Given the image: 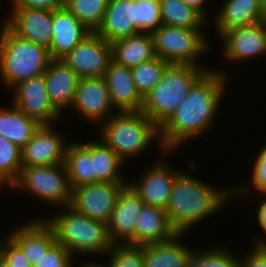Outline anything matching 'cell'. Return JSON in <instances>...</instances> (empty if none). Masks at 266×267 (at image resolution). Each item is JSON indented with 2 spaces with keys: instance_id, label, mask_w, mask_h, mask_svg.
I'll use <instances>...</instances> for the list:
<instances>
[{
  "instance_id": "6da1fadb",
  "label": "cell",
  "mask_w": 266,
  "mask_h": 267,
  "mask_svg": "<svg viewBox=\"0 0 266 267\" xmlns=\"http://www.w3.org/2000/svg\"><path fill=\"white\" fill-rule=\"evenodd\" d=\"M206 71L189 89L170 118L159 128L165 151L180 149L190 139L211 130L227 89L229 74L224 69ZM179 147V148H178Z\"/></svg>"
},
{
  "instance_id": "7a4b0ae2",
  "label": "cell",
  "mask_w": 266,
  "mask_h": 267,
  "mask_svg": "<svg viewBox=\"0 0 266 267\" xmlns=\"http://www.w3.org/2000/svg\"><path fill=\"white\" fill-rule=\"evenodd\" d=\"M229 198H232V188L214 187L181 170L174 178L165 211L174 229L185 234L192 226L220 211Z\"/></svg>"
},
{
  "instance_id": "3957f363",
  "label": "cell",
  "mask_w": 266,
  "mask_h": 267,
  "mask_svg": "<svg viewBox=\"0 0 266 267\" xmlns=\"http://www.w3.org/2000/svg\"><path fill=\"white\" fill-rule=\"evenodd\" d=\"M59 211L61 212L45 221L53 228L56 243L62 245L73 257L80 254L104 256L114 246L106 223L77 213L70 206L59 208Z\"/></svg>"
},
{
  "instance_id": "277c9868",
  "label": "cell",
  "mask_w": 266,
  "mask_h": 267,
  "mask_svg": "<svg viewBox=\"0 0 266 267\" xmlns=\"http://www.w3.org/2000/svg\"><path fill=\"white\" fill-rule=\"evenodd\" d=\"M99 129L101 131L99 139L124 162L134 156L135 158L141 156L155 140L156 147L161 149L160 152L173 153L164 150L160 141L159 127L143 112H117L103 122Z\"/></svg>"
},
{
  "instance_id": "5b68a950",
  "label": "cell",
  "mask_w": 266,
  "mask_h": 267,
  "mask_svg": "<svg viewBox=\"0 0 266 267\" xmlns=\"http://www.w3.org/2000/svg\"><path fill=\"white\" fill-rule=\"evenodd\" d=\"M205 72L203 67L190 64H169L161 79L143 97L141 112L160 128Z\"/></svg>"
},
{
  "instance_id": "8992f818",
  "label": "cell",
  "mask_w": 266,
  "mask_h": 267,
  "mask_svg": "<svg viewBox=\"0 0 266 267\" xmlns=\"http://www.w3.org/2000/svg\"><path fill=\"white\" fill-rule=\"evenodd\" d=\"M0 31V75L12 89L18 83L43 75L51 60L48 49L13 33L4 23Z\"/></svg>"
},
{
  "instance_id": "52a82bcc",
  "label": "cell",
  "mask_w": 266,
  "mask_h": 267,
  "mask_svg": "<svg viewBox=\"0 0 266 267\" xmlns=\"http://www.w3.org/2000/svg\"><path fill=\"white\" fill-rule=\"evenodd\" d=\"M202 31L161 25L150 33L156 56L170 64H190L203 67L206 71L213 69L197 61L211 47Z\"/></svg>"
},
{
  "instance_id": "ba28073f",
  "label": "cell",
  "mask_w": 266,
  "mask_h": 267,
  "mask_svg": "<svg viewBox=\"0 0 266 267\" xmlns=\"http://www.w3.org/2000/svg\"><path fill=\"white\" fill-rule=\"evenodd\" d=\"M11 187L27 191V194L60 208L71 202L72 189L64 164L22 167Z\"/></svg>"
},
{
  "instance_id": "9c48e42d",
  "label": "cell",
  "mask_w": 266,
  "mask_h": 267,
  "mask_svg": "<svg viewBox=\"0 0 266 267\" xmlns=\"http://www.w3.org/2000/svg\"><path fill=\"white\" fill-rule=\"evenodd\" d=\"M126 184L98 182L72 188L69 206L77 213L107 224Z\"/></svg>"
},
{
  "instance_id": "30bf717a",
  "label": "cell",
  "mask_w": 266,
  "mask_h": 267,
  "mask_svg": "<svg viewBox=\"0 0 266 267\" xmlns=\"http://www.w3.org/2000/svg\"><path fill=\"white\" fill-rule=\"evenodd\" d=\"M12 104L39 125H51L62 114L52 104L43 75L22 81L12 89Z\"/></svg>"
},
{
  "instance_id": "8fae6325",
  "label": "cell",
  "mask_w": 266,
  "mask_h": 267,
  "mask_svg": "<svg viewBox=\"0 0 266 267\" xmlns=\"http://www.w3.org/2000/svg\"><path fill=\"white\" fill-rule=\"evenodd\" d=\"M61 59L80 78L104 77L112 61V46L101 36L91 32Z\"/></svg>"
},
{
  "instance_id": "7c38bea8",
  "label": "cell",
  "mask_w": 266,
  "mask_h": 267,
  "mask_svg": "<svg viewBox=\"0 0 266 267\" xmlns=\"http://www.w3.org/2000/svg\"><path fill=\"white\" fill-rule=\"evenodd\" d=\"M72 108L91 123L99 125L117 113L103 77L80 78Z\"/></svg>"
},
{
  "instance_id": "4fadbf2b",
  "label": "cell",
  "mask_w": 266,
  "mask_h": 267,
  "mask_svg": "<svg viewBox=\"0 0 266 267\" xmlns=\"http://www.w3.org/2000/svg\"><path fill=\"white\" fill-rule=\"evenodd\" d=\"M220 38L223 40L222 57L230 63L266 55V21L227 30Z\"/></svg>"
},
{
  "instance_id": "5bb4252c",
  "label": "cell",
  "mask_w": 266,
  "mask_h": 267,
  "mask_svg": "<svg viewBox=\"0 0 266 267\" xmlns=\"http://www.w3.org/2000/svg\"><path fill=\"white\" fill-rule=\"evenodd\" d=\"M67 145L68 142L52 124L40 125L21 149L22 165L31 167L64 164Z\"/></svg>"
},
{
  "instance_id": "9a60e30c",
  "label": "cell",
  "mask_w": 266,
  "mask_h": 267,
  "mask_svg": "<svg viewBox=\"0 0 266 267\" xmlns=\"http://www.w3.org/2000/svg\"><path fill=\"white\" fill-rule=\"evenodd\" d=\"M163 159L160 162H154L144 169L139 181L128 182L138 193L140 199L146 205L166 210L169 203L171 189L174 178L181 172L172 166L169 162L165 163ZM170 165V166H169Z\"/></svg>"
},
{
  "instance_id": "2e32d148",
  "label": "cell",
  "mask_w": 266,
  "mask_h": 267,
  "mask_svg": "<svg viewBox=\"0 0 266 267\" xmlns=\"http://www.w3.org/2000/svg\"><path fill=\"white\" fill-rule=\"evenodd\" d=\"M10 18L4 24L17 36L46 47H50L53 26V10L11 7Z\"/></svg>"
},
{
  "instance_id": "e0dca14e",
  "label": "cell",
  "mask_w": 266,
  "mask_h": 267,
  "mask_svg": "<svg viewBox=\"0 0 266 267\" xmlns=\"http://www.w3.org/2000/svg\"><path fill=\"white\" fill-rule=\"evenodd\" d=\"M143 205L138 193L127 183L120 191L107 223L114 244L133 245V229Z\"/></svg>"
},
{
  "instance_id": "ac0fdd59",
  "label": "cell",
  "mask_w": 266,
  "mask_h": 267,
  "mask_svg": "<svg viewBox=\"0 0 266 267\" xmlns=\"http://www.w3.org/2000/svg\"><path fill=\"white\" fill-rule=\"evenodd\" d=\"M7 237L24 253L32 267L56 243L54 230L45 219H36L27 224L24 222Z\"/></svg>"
},
{
  "instance_id": "d6986e66",
  "label": "cell",
  "mask_w": 266,
  "mask_h": 267,
  "mask_svg": "<svg viewBox=\"0 0 266 267\" xmlns=\"http://www.w3.org/2000/svg\"><path fill=\"white\" fill-rule=\"evenodd\" d=\"M52 29L48 48L51 59H61L92 32L65 6L53 10Z\"/></svg>"
},
{
  "instance_id": "ffe728a7",
  "label": "cell",
  "mask_w": 266,
  "mask_h": 267,
  "mask_svg": "<svg viewBox=\"0 0 266 267\" xmlns=\"http://www.w3.org/2000/svg\"><path fill=\"white\" fill-rule=\"evenodd\" d=\"M103 78L117 112H141L143 97L136 89L131 68L118 65L112 60Z\"/></svg>"
},
{
  "instance_id": "44dd1931",
  "label": "cell",
  "mask_w": 266,
  "mask_h": 267,
  "mask_svg": "<svg viewBox=\"0 0 266 267\" xmlns=\"http://www.w3.org/2000/svg\"><path fill=\"white\" fill-rule=\"evenodd\" d=\"M95 33L109 43L138 34L136 0H109L103 20Z\"/></svg>"
},
{
  "instance_id": "7402d4cb",
  "label": "cell",
  "mask_w": 266,
  "mask_h": 267,
  "mask_svg": "<svg viewBox=\"0 0 266 267\" xmlns=\"http://www.w3.org/2000/svg\"><path fill=\"white\" fill-rule=\"evenodd\" d=\"M43 76L49 98L62 114L74 102L80 77L62 59H51Z\"/></svg>"
},
{
  "instance_id": "603a6c76",
  "label": "cell",
  "mask_w": 266,
  "mask_h": 267,
  "mask_svg": "<svg viewBox=\"0 0 266 267\" xmlns=\"http://www.w3.org/2000/svg\"><path fill=\"white\" fill-rule=\"evenodd\" d=\"M136 219L133 245L166 242L178 234L163 209L144 204Z\"/></svg>"
},
{
  "instance_id": "cb8c5ba5",
  "label": "cell",
  "mask_w": 266,
  "mask_h": 267,
  "mask_svg": "<svg viewBox=\"0 0 266 267\" xmlns=\"http://www.w3.org/2000/svg\"><path fill=\"white\" fill-rule=\"evenodd\" d=\"M218 12L217 15L212 16L215 17L213 22L219 36L236 27L266 21L261 12L259 0H226Z\"/></svg>"
},
{
  "instance_id": "d4e9b609",
  "label": "cell",
  "mask_w": 266,
  "mask_h": 267,
  "mask_svg": "<svg viewBox=\"0 0 266 267\" xmlns=\"http://www.w3.org/2000/svg\"><path fill=\"white\" fill-rule=\"evenodd\" d=\"M183 235L178 233L166 242L140 245L144 267H186L194 249L180 242Z\"/></svg>"
},
{
  "instance_id": "484cf974",
  "label": "cell",
  "mask_w": 266,
  "mask_h": 267,
  "mask_svg": "<svg viewBox=\"0 0 266 267\" xmlns=\"http://www.w3.org/2000/svg\"><path fill=\"white\" fill-rule=\"evenodd\" d=\"M112 60L121 66L133 68L140 63L150 61L156 56L150 33L122 38L111 43Z\"/></svg>"
},
{
  "instance_id": "4316f807",
  "label": "cell",
  "mask_w": 266,
  "mask_h": 267,
  "mask_svg": "<svg viewBox=\"0 0 266 267\" xmlns=\"http://www.w3.org/2000/svg\"><path fill=\"white\" fill-rule=\"evenodd\" d=\"M64 165L71 189L96 183V175L93 174V161L91 159V139L86 142L69 141Z\"/></svg>"
},
{
  "instance_id": "83f0119b",
  "label": "cell",
  "mask_w": 266,
  "mask_h": 267,
  "mask_svg": "<svg viewBox=\"0 0 266 267\" xmlns=\"http://www.w3.org/2000/svg\"><path fill=\"white\" fill-rule=\"evenodd\" d=\"M40 125L22 113L15 105L0 107V136L5 137L20 149L33 137Z\"/></svg>"
},
{
  "instance_id": "f1b7e54d",
  "label": "cell",
  "mask_w": 266,
  "mask_h": 267,
  "mask_svg": "<svg viewBox=\"0 0 266 267\" xmlns=\"http://www.w3.org/2000/svg\"><path fill=\"white\" fill-rule=\"evenodd\" d=\"M91 159L96 183H128L120 173L125 162L102 140L91 139Z\"/></svg>"
},
{
  "instance_id": "f546056e",
  "label": "cell",
  "mask_w": 266,
  "mask_h": 267,
  "mask_svg": "<svg viewBox=\"0 0 266 267\" xmlns=\"http://www.w3.org/2000/svg\"><path fill=\"white\" fill-rule=\"evenodd\" d=\"M162 25L186 29H205L207 21L198 11L182 0H159ZM208 22V23H207Z\"/></svg>"
},
{
  "instance_id": "4dcf8cb0",
  "label": "cell",
  "mask_w": 266,
  "mask_h": 267,
  "mask_svg": "<svg viewBox=\"0 0 266 267\" xmlns=\"http://www.w3.org/2000/svg\"><path fill=\"white\" fill-rule=\"evenodd\" d=\"M109 0H64V6L88 29L100 26Z\"/></svg>"
},
{
  "instance_id": "1f68e13d",
  "label": "cell",
  "mask_w": 266,
  "mask_h": 267,
  "mask_svg": "<svg viewBox=\"0 0 266 267\" xmlns=\"http://www.w3.org/2000/svg\"><path fill=\"white\" fill-rule=\"evenodd\" d=\"M22 167L21 149L0 136V180L7 188L16 182Z\"/></svg>"
},
{
  "instance_id": "d6a6232c",
  "label": "cell",
  "mask_w": 266,
  "mask_h": 267,
  "mask_svg": "<svg viewBox=\"0 0 266 267\" xmlns=\"http://www.w3.org/2000/svg\"><path fill=\"white\" fill-rule=\"evenodd\" d=\"M169 64L168 61L155 57L131 68L134 84L142 97L161 79L163 71Z\"/></svg>"
},
{
  "instance_id": "836d02e7",
  "label": "cell",
  "mask_w": 266,
  "mask_h": 267,
  "mask_svg": "<svg viewBox=\"0 0 266 267\" xmlns=\"http://www.w3.org/2000/svg\"><path fill=\"white\" fill-rule=\"evenodd\" d=\"M212 248L194 250L186 267H240V257L234 252L223 247Z\"/></svg>"
},
{
  "instance_id": "e575fe53",
  "label": "cell",
  "mask_w": 266,
  "mask_h": 267,
  "mask_svg": "<svg viewBox=\"0 0 266 267\" xmlns=\"http://www.w3.org/2000/svg\"><path fill=\"white\" fill-rule=\"evenodd\" d=\"M162 25L159 0H136V29L151 33Z\"/></svg>"
},
{
  "instance_id": "d590c367",
  "label": "cell",
  "mask_w": 266,
  "mask_h": 267,
  "mask_svg": "<svg viewBox=\"0 0 266 267\" xmlns=\"http://www.w3.org/2000/svg\"><path fill=\"white\" fill-rule=\"evenodd\" d=\"M105 256L110 267H144L141 246L114 244Z\"/></svg>"
},
{
  "instance_id": "8d00e7d4",
  "label": "cell",
  "mask_w": 266,
  "mask_h": 267,
  "mask_svg": "<svg viewBox=\"0 0 266 267\" xmlns=\"http://www.w3.org/2000/svg\"><path fill=\"white\" fill-rule=\"evenodd\" d=\"M257 154V158L255 157V161L253 162L254 165H252V175L250 178L251 186L248 188L249 190L247 189V186L232 187V197H235L236 195H247V192H250V188H253L252 192H254L255 189L258 193L260 192L259 194L266 197V144Z\"/></svg>"
},
{
  "instance_id": "74e56055",
  "label": "cell",
  "mask_w": 266,
  "mask_h": 267,
  "mask_svg": "<svg viewBox=\"0 0 266 267\" xmlns=\"http://www.w3.org/2000/svg\"><path fill=\"white\" fill-rule=\"evenodd\" d=\"M74 257L62 245L55 243L34 267H72Z\"/></svg>"
},
{
  "instance_id": "f35d334b",
  "label": "cell",
  "mask_w": 266,
  "mask_h": 267,
  "mask_svg": "<svg viewBox=\"0 0 266 267\" xmlns=\"http://www.w3.org/2000/svg\"><path fill=\"white\" fill-rule=\"evenodd\" d=\"M0 257L11 267H32L24 253L2 234L0 235Z\"/></svg>"
},
{
  "instance_id": "ab89813d",
  "label": "cell",
  "mask_w": 266,
  "mask_h": 267,
  "mask_svg": "<svg viewBox=\"0 0 266 267\" xmlns=\"http://www.w3.org/2000/svg\"><path fill=\"white\" fill-rule=\"evenodd\" d=\"M255 240L257 241L251 247L250 253L244 258L240 256V267H266V238Z\"/></svg>"
},
{
  "instance_id": "60d3db41",
  "label": "cell",
  "mask_w": 266,
  "mask_h": 267,
  "mask_svg": "<svg viewBox=\"0 0 266 267\" xmlns=\"http://www.w3.org/2000/svg\"><path fill=\"white\" fill-rule=\"evenodd\" d=\"M12 7L54 10L64 6V0H12Z\"/></svg>"
},
{
  "instance_id": "b9f144b4",
  "label": "cell",
  "mask_w": 266,
  "mask_h": 267,
  "mask_svg": "<svg viewBox=\"0 0 266 267\" xmlns=\"http://www.w3.org/2000/svg\"><path fill=\"white\" fill-rule=\"evenodd\" d=\"M258 205L256 221H258V226L261 227L260 229H262L263 233H266V198L262 199Z\"/></svg>"
},
{
  "instance_id": "7bdbcfd3",
  "label": "cell",
  "mask_w": 266,
  "mask_h": 267,
  "mask_svg": "<svg viewBox=\"0 0 266 267\" xmlns=\"http://www.w3.org/2000/svg\"><path fill=\"white\" fill-rule=\"evenodd\" d=\"M186 5L194 8L208 21V11H206L205 5L208 0H182Z\"/></svg>"
},
{
  "instance_id": "ee69618b",
  "label": "cell",
  "mask_w": 266,
  "mask_h": 267,
  "mask_svg": "<svg viewBox=\"0 0 266 267\" xmlns=\"http://www.w3.org/2000/svg\"><path fill=\"white\" fill-rule=\"evenodd\" d=\"M105 264L103 263V265H102L101 263L99 264V262L98 263L97 262H92V263L91 262H88V263L85 262V264H83L82 267H110L109 263L108 264L105 263Z\"/></svg>"
},
{
  "instance_id": "f6af8a7d",
  "label": "cell",
  "mask_w": 266,
  "mask_h": 267,
  "mask_svg": "<svg viewBox=\"0 0 266 267\" xmlns=\"http://www.w3.org/2000/svg\"><path fill=\"white\" fill-rule=\"evenodd\" d=\"M260 1V8L263 16L266 18V0H259Z\"/></svg>"
},
{
  "instance_id": "bcb514c9",
  "label": "cell",
  "mask_w": 266,
  "mask_h": 267,
  "mask_svg": "<svg viewBox=\"0 0 266 267\" xmlns=\"http://www.w3.org/2000/svg\"><path fill=\"white\" fill-rule=\"evenodd\" d=\"M0 267H11L0 257Z\"/></svg>"
},
{
  "instance_id": "7dc6e473",
  "label": "cell",
  "mask_w": 266,
  "mask_h": 267,
  "mask_svg": "<svg viewBox=\"0 0 266 267\" xmlns=\"http://www.w3.org/2000/svg\"><path fill=\"white\" fill-rule=\"evenodd\" d=\"M1 186H2V187H1ZM3 186H4V188L7 187V186L0 180V188H3Z\"/></svg>"
}]
</instances>
